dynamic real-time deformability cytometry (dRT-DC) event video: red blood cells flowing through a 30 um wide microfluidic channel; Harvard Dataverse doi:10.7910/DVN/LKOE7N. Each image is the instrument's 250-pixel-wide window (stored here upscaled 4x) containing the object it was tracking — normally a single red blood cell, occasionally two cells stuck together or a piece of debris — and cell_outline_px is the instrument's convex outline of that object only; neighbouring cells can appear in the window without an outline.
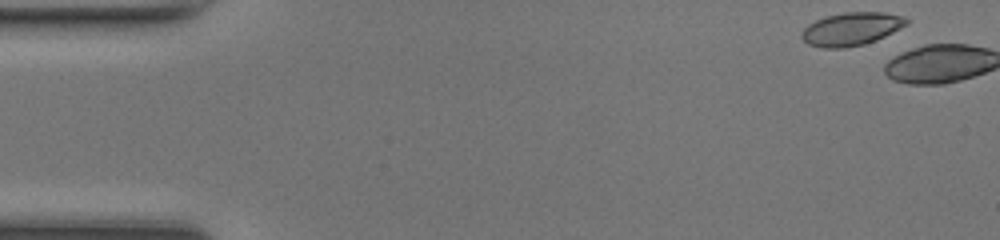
{"species": "common noctule bat (a hibernating species)", "species_latin": "Nyctalus noctula", "temperature_condition": "room temperature", "stored_images_in_passage": 2, "camera_frame_rate_fps": 3000, "um_per_image_px": 0.085, "animal": {"sex": "female", "body_mass_g": 17.0, "forearm_length_mm": 48.0}, "frame": {"image": 1, "passage_image": 1, "time_ms": 0.0, "image_size_px": [1000, 240], "cell_outline_px": [[908, 24], [876, 40], [864, 44], [844, 48], [824, 48], [808, 44], [800, 36], [800, 32], [808, 24], [816, 20], [828, 16], [844, 12], [884, 12], [904, 16], [908, 20]], "centroid_in_image_um": [72.35, 2.46], "position_along_channel_um": 12.6, "area_um2": 20.17}}